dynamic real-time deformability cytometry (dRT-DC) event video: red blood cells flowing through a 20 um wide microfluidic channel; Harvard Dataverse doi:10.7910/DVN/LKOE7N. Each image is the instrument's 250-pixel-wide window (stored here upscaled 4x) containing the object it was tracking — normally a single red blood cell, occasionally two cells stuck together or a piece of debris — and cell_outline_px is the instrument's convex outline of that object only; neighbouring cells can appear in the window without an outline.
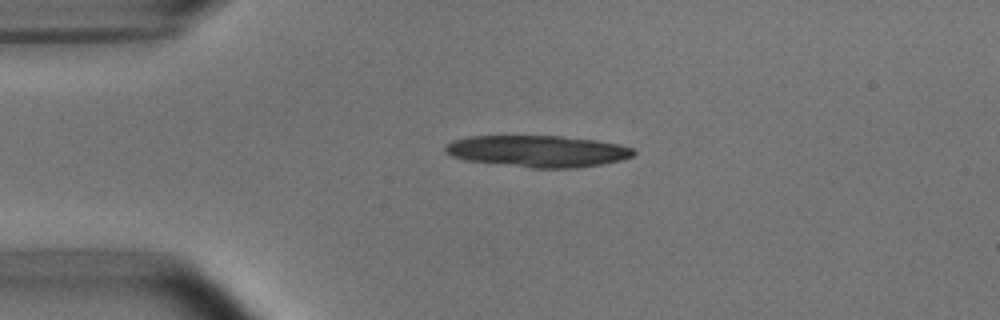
{"species": "common noctule bat (a hibernating species)", "species_latin": "Nyctalus noctula", "temperature_condition": "room temperature", "stored_images_in_passage": 2, "camera_frame_rate_fps": 3000, "um_per_image_px": 0.085, "animal": {"sex": "male", "body_mass_g": 15.6}, "frame": {"image": 1, "passage_image": 1, "time_ms": 0.0, "image_size_px": [1000, 320], "cell_outline_px": [[636, 152], [632, 156], [620, 160], [600, 164], [576, 168], [532, 168], [468, 160], [452, 156], [444, 152], [444, 144], [452, 140], [468, 136], [560, 136], [596, 140], [616, 144], [632, 148]], "centroid_in_image_um": [45.66, 12.84], "position_along_channel_um": 39.3, "area_um2": 34.56}}